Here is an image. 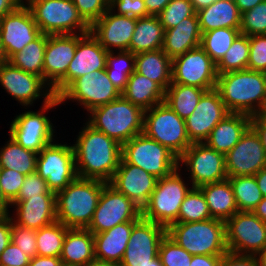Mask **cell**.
<instances>
[{
    "label": "cell",
    "mask_w": 266,
    "mask_h": 266,
    "mask_svg": "<svg viewBox=\"0 0 266 266\" xmlns=\"http://www.w3.org/2000/svg\"><path fill=\"white\" fill-rule=\"evenodd\" d=\"M216 89L229 112L253 116L266 101V73L245 69L218 74Z\"/></svg>",
    "instance_id": "2"
},
{
    "label": "cell",
    "mask_w": 266,
    "mask_h": 266,
    "mask_svg": "<svg viewBox=\"0 0 266 266\" xmlns=\"http://www.w3.org/2000/svg\"><path fill=\"white\" fill-rule=\"evenodd\" d=\"M143 133L179 158L190 146L185 119L165 102L144 111Z\"/></svg>",
    "instance_id": "8"
},
{
    "label": "cell",
    "mask_w": 266,
    "mask_h": 266,
    "mask_svg": "<svg viewBox=\"0 0 266 266\" xmlns=\"http://www.w3.org/2000/svg\"><path fill=\"white\" fill-rule=\"evenodd\" d=\"M259 114L266 115V101H265L264 107L262 108Z\"/></svg>",
    "instance_id": "71"
},
{
    "label": "cell",
    "mask_w": 266,
    "mask_h": 266,
    "mask_svg": "<svg viewBox=\"0 0 266 266\" xmlns=\"http://www.w3.org/2000/svg\"><path fill=\"white\" fill-rule=\"evenodd\" d=\"M10 207L16 211V216H11L13 223L25 228L38 230L57 221L56 195H38L26 200H14Z\"/></svg>",
    "instance_id": "26"
},
{
    "label": "cell",
    "mask_w": 266,
    "mask_h": 266,
    "mask_svg": "<svg viewBox=\"0 0 266 266\" xmlns=\"http://www.w3.org/2000/svg\"><path fill=\"white\" fill-rule=\"evenodd\" d=\"M201 33L217 28L241 26V13L234 0H216L209 7L197 11Z\"/></svg>",
    "instance_id": "31"
},
{
    "label": "cell",
    "mask_w": 266,
    "mask_h": 266,
    "mask_svg": "<svg viewBox=\"0 0 266 266\" xmlns=\"http://www.w3.org/2000/svg\"><path fill=\"white\" fill-rule=\"evenodd\" d=\"M240 34H266V0L241 15Z\"/></svg>",
    "instance_id": "47"
},
{
    "label": "cell",
    "mask_w": 266,
    "mask_h": 266,
    "mask_svg": "<svg viewBox=\"0 0 266 266\" xmlns=\"http://www.w3.org/2000/svg\"><path fill=\"white\" fill-rule=\"evenodd\" d=\"M250 126V115L230 112L214 127L204 143L217 152L226 154Z\"/></svg>",
    "instance_id": "27"
},
{
    "label": "cell",
    "mask_w": 266,
    "mask_h": 266,
    "mask_svg": "<svg viewBox=\"0 0 266 266\" xmlns=\"http://www.w3.org/2000/svg\"><path fill=\"white\" fill-rule=\"evenodd\" d=\"M11 242L30 258L37 256L36 230L14 224L12 221Z\"/></svg>",
    "instance_id": "48"
},
{
    "label": "cell",
    "mask_w": 266,
    "mask_h": 266,
    "mask_svg": "<svg viewBox=\"0 0 266 266\" xmlns=\"http://www.w3.org/2000/svg\"><path fill=\"white\" fill-rule=\"evenodd\" d=\"M251 127L260 137L266 152V115L256 114L251 116Z\"/></svg>",
    "instance_id": "57"
},
{
    "label": "cell",
    "mask_w": 266,
    "mask_h": 266,
    "mask_svg": "<svg viewBox=\"0 0 266 266\" xmlns=\"http://www.w3.org/2000/svg\"><path fill=\"white\" fill-rule=\"evenodd\" d=\"M216 63L201 48L189 50L172 59V82L207 90L216 88Z\"/></svg>",
    "instance_id": "16"
},
{
    "label": "cell",
    "mask_w": 266,
    "mask_h": 266,
    "mask_svg": "<svg viewBox=\"0 0 266 266\" xmlns=\"http://www.w3.org/2000/svg\"><path fill=\"white\" fill-rule=\"evenodd\" d=\"M109 9L115 14L134 18L150 16L147 13L144 0H110ZM116 9L117 11H115Z\"/></svg>",
    "instance_id": "53"
},
{
    "label": "cell",
    "mask_w": 266,
    "mask_h": 266,
    "mask_svg": "<svg viewBox=\"0 0 266 266\" xmlns=\"http://www.w3.org/2000/svg\"><path fill=\"white\" fill-rule=\"evenodd\" d=\"M0 85L24 107L32 106L41 97L43 105L55 98L52 87L42 77L12 66L8 61L0 65Z\"/></svg>",
    "instance_id": "17"
},
{
    "label": "cell",
    "mask_w": 266,
    "mask_h": 266,
    "mask_svg": "<svg viewBox=\"0 0 266 266\" xmlns=\"http://www.w3.org/2000/svg\"><path fill=\"white\" fill-rule=\"evenodd\" d=\"M48 34H41L27 44L20 52L13 54L7 61L21 70L43 78L44 52Z\"/></svg>",
    "instance_id": "38"
},
{
    "label": "cell",
    "mask_w": 266,
    "mask_h": 266,
    "mask_svg": "<svg viewBox=\"0 0 266 266\" xmlns=\"http://www.w3.org/2000/svg\"><path fill=\"white\" fill-rule=\"evenodd\" d=\"M122 158L129 164L163 178L178 167V158L164 145L138 134L122 145Z\"/></svg>",
    "instance_id": "10"
},
{
    "label": "cell",
    "mask_w": 266,
    "mask_h": 266,
    "mask_svg": "<svg viewBox=\"0 0 266 266\" xmlns=\"http://www.w3.org/2000/svg\"><path fill=\"white\" fill-rule=\"evenodd\" d=\"M194 6L195 11H199L203 8L209 7L216 0H189Z\"/></svg>",
    "instance_id": "65"
},
{
    "label": "cell",
    "mask_w": 266,
    "mask_h": 266,
    "mask_svg": "<svg viewBox=\"0 0 266 266\" xmlns=\"http://www.w3.org/2000/svg\"><path fill=\"white\" fill-rule=\"evenodd\" d=\"M11 214L0 215V255L11 242Z\"/></svg>",
    "instance_id": "56"
},
{
    "label": "cell",
    "mask_w": 266,
    "mask_h": 266,
    "mask_svg": "<svg viewBox=\"0 0 266 266\" xmlns=\"http://www.w3.org/2000/svg\"><path fill=\"white\" fill-rule=\"evenodd\" d=\"M106 182L77 177L66 188L57 192V221L67 228L87 229L97 208Z\"/></svg>",
    "instance_id": "3"
},
{
    "label": "cell",
    "mask_w": 266,
    "mask_h": 266,
    "mask_svg": "<svg viewBox=\"0 0 266 266\" xmlns=\"http://www.w3.org/2000/svg\"><path fill=\"white\" fill-rule=\"evenodd\" d=\"M166 235L191 255H224L226 245L225 222L208 219L200 222L173 223Z\"/></svg>",
    "instance_id": "5"
},
{
    "label": "cell",
    "mask_w": 266,
    "mask_h": 266,
    "mask_svg": "<svg viewBox=\"0 0 266 266\" xmlns=\"http://www.w3.org/2000/svg\"><path fill=\"white\" fill-rule=\"evenodd\" d=\"M38 195H55V193L51 192L46 181L43 180L37 172H34L26 175L24 183L15 200H26L29 197Z\"/></svg>",
    "instance_id": "52"
},
{
    "label": "cell",
    "mask_w": 266,
    "mask_h": 266,
    "mask_svg": "<svg viewBox=\"0 0 266 266\" xmlns=\"http://www.w3.org/2000/svg\"><path fill=\"white\" fill-rule=\"evenodd\" d=\"M247 69L266 73V34L249 36Z\"/></svg>",
    "instance_id": "49"
},
{
    "label": "cell",
    "mask_w": 266,
    "mask_h": 266,
    "mask_svg": "<svg viewBox=\"0 0 266 266\" xmlns=\"http://www.w3.org/2000/svg\"><path fill=\"white\" fill-rule=\"evenodd\" d=\"M238 211H253L263 196L255 176L228 177Z\"/></svg>",
    "instance_id": "40"
},
{
    "label": "cell",
    "mask_w": 266,
    "mask_h": 266,
    "mask_svg": "<svg viewBox=\"0 0 266 266\" xmlns=\"http://www.w3.org/2000/svg\"><path fill=\"white\" fill-rule=\"evenodd\" d=\"M121 96V92L108 78L106 70H96L75 79L59 96L60 104L72 100L87 112Z\"/></svg>",
    "instance_id": "12"
},
{
    "label": "cell",
    "mask_w": 266,
    "mask_h": 266,
    "mask_svg": "<svg viewBox=\"0 0 266 266\" xmlns=\"http://www.w3.org/2000/svg\"><path fill=\"white\" fill-rule=\"evenodd\" d=\"M206 200L211 218L226 222L238 212L229 179L198 187Z\"/></svg>",
    "instance_id": "33"
},
{
    "label": "cell",
    "mask_w": 266,
    "mask_h": 266,
    "mask_svg": "<svg viewBox=\"0 0 266 266\" xmlns=\"http://www.w3.org/2000/svg\"><path fill=\"white\" fill-rule=\"evenodd\" d=\"M166 235V227L141 217L130 233L121 266H139L158 256L159 245Z\"/></svg>",
    "instance_id": "20"
},
{
    "label": "cell",
    "mask_w": 266,
    "mask_h": 266,
    "mask_svg": "<svg viewBox=\"0 0 266 266\" xmlns=\"http://www.w3.org/2000/svg\"><path fill=\"white\" fill-rule=\"evenodd\" d=\"M228 177L254 176L266 166V152L260 137L250 126L238 143L225 154Z\"/></svg>",
    "instance_id": "21"
},
{
    "label": "cell",
    "mask_w": 266,
    "mask_h": 266,
    "mask_svg": "<svg viewBox=\"0 0 266 266\" xmlns=\"http://www.w3.org/2000/svg\"><path fill=\"white\" fill-rule=\"evenodd\" d=\"M10 203L4 198L2 189L0 187V215L9 214Z\"/></svg>",
    "instance_id": "66"
},
{
    "label": "cell",
    "mask_w": 266,
    "mask_h": 266,
    "mask_svg": "<svg viewBox=\"0 0 266 266\" xmlns=\"http://www.w3.org/2000/svg\"><path fill=\"white\" fill-rule=\"evenodd\" d=\"M252 212L266 223V197L262 198Z\"/></svg>",
    "instance_id": "64"
},
{
    "label": "cell",
    "mask_w": 266,
    "mask_h": 266,
    "mask_svg": "<svg viewBox=\"0 0 266 266\" xmlns=\"http://www.w3.org/2000/svg\"><path fill=\"white\" fill-rule=\"evenodd\" d=\"M201 36L198 15H192L177 26L165 30L162 50L173 59L199 47Z\"/></svg>",
    "instance_id": "28"
},
{
    "label": "cell",
    "mask_w": 266,
    "mask_h": 266,
    "mask_svg": "<svg viewBox=\"0 0 266 266\" xmlns=\"http://www.w3.org/2000/svg\"><path fill=\"white\" fill-rule=\"evenodd\" d=\"M211 219V214L202 191L192 187L182 202L175 223L200 222Z\"/></svg>",
    "instance_id": "44"
},
{
    "label": "cell",
    "mask_w": 266,
    "mask_h": 266,
    "mask_svg": "<svg viewBox=\"0 0 266 266\" xmlns=\"http://www.w3.org/2000/svg\"><path fill=\"white\" fill-rule=\"evenodd\" d=\"M43 34H86L90 26L79 15L72 0H25Z\"/></svg>",
    "instance_id": "6"
},
{
    "label": "cell",
    "mask_w": 266,
    "mask_h": 266,
    "mask_svg": "<svg viewBox=\"0 0 266 266\" xmlns=\"http://www.w3.org/2000/svg\"><path fill=\"white\" fill-rule=\"evenodd\" d=\"M87 123L123 145L143 133L144 110L126 100L122 95L89 112Z\"/></svg>",
    "instance_id": "4"
},
{
    "label": "cell",
    "mask_w": 266,
    "mask_h": 266,
    "mask_svg": "<svg viewBox=\"0 0 266 266\" xmlns=\"http://www.w3.org/2000/svg\"><path fill=\"white\" fill-rule=\"evenodd\" d=\"M259 265L266 266V245L264 248L256 255Z\"/></svg>",
    "instance_id": "68"
},
{
    "label": "cell",
    "mask_w": 266,
    "mask_h": 266,
    "mask_svg": "<svg viewBox=\"0 0 266 266\" xmlns=\"http://www.w3.org/2000/svg\"><path fill=\"white\" fill-rule=\"evenodd\" d=\"M220 266H260L256 255L237 254L228 251L222 256Z\"/></svg>",
    "instance_id": "55"
},
{
    "label": "cell",
    "mask_w": 266,
    "mask_h": 266,
    "mask_svg": "<svg viewBox=\"0 0 266 266\" xmlns=\"http://www.w3.org/2000/svg\"><path fill=\"white\" fill-rule=\"evenodd\" d=\"M73 144L77 175L109 183L119 167L122 145L87 122Z\"/></svg>",
    "instance_id": "1"
},
{
    "label": "cell",
    "mask_w": 266,
    "mask_h": 266,
    "mask_svg": "<svg viewBox=\"0 0 266 266\" xmlns=\"http://www.w3.org/2000/svg\"><path fill=\"white\" fill-rule=\"evenodd\" d=\"M239 34L236 28L213 29L202 33L200 46L217 64Z\"/></svg>",
    "instance_id": "41"
},
{
    "label": "cell",
    "mask_w": 266,
    "mask_h": 266,
    "mask_svg": "<svg viewBox=\"0 0 266 266\" xmlns=\"http://www.w3.org/2000/svg\"><path fill=\"white\" fill-rule=\"evenodd\" d=\"M223 255H193L190 266H220Z\"/></svg>",
    "instance_id": "58"
},
{
    "label": "cell",
    "mask_w": 266,
    "mask_h": 266,
    "mask_svg": "<svg viewBox=\"0 0 266 266\" xmlns=\"http://www.w3.org/2000/svg\"><path fill=\"white\" fill-rule=\"evenodd\" d=\"M157 182V177L121 158L109 184L142 210L147 205Z\"/></svg>",
    "instance_id": "23"
},
{
    "label": "cell",
    "mask_w": 266,
    "mask_h": 266,
    "mask_svg": "<svg viewBox=\"0 0 266 266\" xmlns=\"http://www.w3.org/2000/svg\"><path fill=\"white\" fill-rule=\"evenodd\" d=\"M165 29L158 16L136 18L129 51L133 54L162 49Z\"/></svg>",
    "instance_id": "35"
},
{
    "label": "cell",
    "mask_w": 266,
    "mask_h": 266,
    "mask_svg": "<svg viewBox=\"0 0 266 266\" xmlns=\"http://www.w3.org/2000/svg\"><path fill=\"white\" fill-rule=\"evenodd\" d=\"M111 51L106 57V73L113 85L122 93L129 76L135 71V54L131 51Z\"/></svg>",
    "instance_id": "39"
},
{
    "label": "cell",
    "mask_w": 266,
    "mask_h": 266,
    "mask_svg": "<svg viewBox=\"0 0 266 266\" xmlns=\"http://www.w3.org/2000/svg\"><path fill=\"white\" fill-rule=\"evenodd\" d=\"M79 15L91 26L109 9L110 0H72Z\"/></svg>",
    "instance_id": "50"
},
{
    "label": "cell",
    "mask_w": 266,
    "mask_h": 266,
    "mask_svg": "<svg viewBox=\"0 0 266 266\" xmlns=\"http://www.w3.org/2000/svg\"><path fill=\"white\" fill-rule=\"evenodd\" d=\"M24 0H0V18L14 11Z\"/></svg>",
    "instance_id": "61"
},
{
    "label": "cell",
    "mask_w": 266,
    "mask_h": 266,
    "mask_svg": "<svg viewBox=\"0 0 266 266\" xmlns=\"http://www.w3.org/2000/svg\"><path fill=\"white\" fill-rule=\"evenodd\" d=\"M63 265L86 266L95 260L94 234L88 229L69 228L60 255Z\"/></svg>",
    "instance_id": "30"
},
{
    "label": "cell",
    "mask_w": 266,
    "mask_h": 266,
    "mask_svg": "<svg viewBox=\"0 0 266 266\" xmlns=\"http://www.w3.org/2000/svg\"><path fill=\"white\" fill-rule=\"evenodd\" d=\"M230 252L257 255L266 245V223L251 211H238L225 222Z\"/></svg>",
    "instance_id": "14"
},
{
    "label": "cell",
    "mask_w": 266,
    "mask_h": 266,
    "mask_svg": "<svg viewBox=\"0 0 266 266\" xmlns=\"http://www.w3.org/2000/svg\"><path fill=\"white\" fill-rule=\"evenodd\" d=\"M179 166L169 175L159 178L147 205L142 209V217L164 227L175 223L178 219L180 206L188 187L179 173Z\"/></svg>",
    "instance_id": "7"
},
{
    "label": "cell",
    "mask_w": 266,
    "mask_h": 266,
    "mask_svg": "<svg viewBox=\"0 0 266 266\" xmlns=\"http://www.w3.org/2000/svg\"><path fill=\"white\" fill-rule=\"evenodd\" d=\"M7 61V58L4 54V50L1 46V35H0V65H2L3 63H5Z\"/></svg>",
    "instance_id": "70"
},
{
    "label": "cell",
    "mask_w": 266,
    "mask_h": 266,
    "mask_svg": "<svg viewBox=\"0 0 266 266\" xmlns=\"http://www.w3.org/2000/svg\"><path fill=\"white\" fill-rule=\"evenodd\" d=\"M171 0H144L147 13L157 16Z\"/></svg>",
    "instance_id": "60"
},
{
    "label": "cell",
    "mask_w": 266,
    "mask_h": 266,
    "mask_svg": "<svg viewBox=\"0 0 266 266\" xmlns=\"http://www.w3.org/2000/svg\"><path fill=\"white\" fill-rule=\"evenodd\" d=\"M105 50L91 34H78L77 48L74 58L69 64L67 73L52 87L55 97H58L75 79L92 71L106 68Z\"/></svg>",
    "instance_id": "18"
},
{
    "label": "cell",
    "mask_w": 266,
    "mask_h": 266,
    "mask_svg": "<svg viewBox=\"0 0 266 266\" xmlns=\"http://www.w3.org/2000/svg\"><path fill=\"white\" fill-rule=\"evenodd\" d=\"M249 36L239 34L222 59L216 64L217 73L223 74L231 71L247 69L249 61Z\"/></svg>",
    "instance_id": "43"
},
{
    "label": "cell",
    "mask_w": 266,
    "mask_h": 266,
    "mask_svg": "<svg viewBox=\"0 0 266 266\" xmlns=\"http://www.w3.org/2000/svg\"><path fill=\"white\" fill-rule=\"evenodd\" d=\"M135 223L124 222L105 232L94 234L96 260L120 264Z\"/></svg>",
    "instance_id": "29"
},
{
    "label": "cell",
    "mask_w": 266,
    "mask_h": 266,
    "mask_svg": "<svg viewBox=\"0 0 266 266\" xmlns=\"http://www.w3.org/2000/svg\"><path fill=\"white\" fill-rule=\"evenodd\" d=\"M68 229L59 221H55L36 230L37 255L60 257Z\"/></svg>",
    "instance_id": "42"
},
{
    "label": "cell",
    "mask_w": 266,
    "mask_h": 266,
    "mask_svg": "<svg viewBox=\"0 0 266 266\" xmlns=\"http://www.w3.org/2000/svg\"><path fill=\"white\" fill-rule=\"evenodd\" d=\"M229 113L216 88L205 91L193 113L185 119L190 142L204 143L214 127Z\"/></svg>",
    "instance_id": "22"
},
{
    "label": "cell",
    "mask_w": 266,
    "mask_h": 266,
    "mask_svg": "<svg viewBox=\"0 0 266 266\" xmlns=\"http://www.w3.org/2000/svg\"><path fill=\"white\" fill-rule=\"evenodd\" d=\"M141 217L142 210L135 203L106 183L87 229L93 234L102 233L124 222H137Z\"/></svg>",
    "instance_id": "13"
},
{
    "label": "cell",
    "mask_w": 266,
    "mask_h": 266,
    "mask_svg": "<svg viewBox=\"0 0 266 266\" xmlns=\"http://www.w3.org/2000/svg\"><path fill=\"white\" fill-rule=\"evenodd\" d=\"M60 257L34 256L30 259L29 266H62Z\"/></svg>",
    "instance_id": "59"
},
{
    "label": "cell",
    "mask_w": 266,
    "mask_h": 266,
    "mask_svg": "<svg viewBox=\"0 0 266 266\" xmlns=\"http://www.w3.org/2000/svg\"><path fill=\"white\" fill-rule=\"evenodd\" d=\"M254 176H255V179L257 181V184H258V187L261 191L262 196L266 197V166L263 167Z\"/></svg>",
    "instance_id": "63"
},
{
    "label": "cell",
    "mask_w": 266,
    "mask_h": 266,
    "mask_svg": "<svg viewBox=\"0 0 266 266\" xmlns=\"http://www.w3.org/2000/svg\"><path fill=\"white\" fill-rule=\"evenodd\" d=\"M158 256L163 266H190L193 255L165 235L160 242Z\"/></svg>",
    "instance_id": "46"
},
{
    "label": "cell",
    "mask_w": 266,
    "mask_h": 266,
    "mask_svg": "<svg viewBox=\"0 0 266 266\" xmlns=\"http://www.w3.org/2000/svg\"><path fill=\"white\" fill-rule=\"evenodd\" d=\"M139 266H163V265L160 261L159 256H157L156 258L152 259L150 263H146L144 265H139Z\"/></svg>",
    "instance_id": "69"
},
{
    "label": "cell",
    "mask_w": 266,
    "mask_h": 266,
    "mask_svg": "<svg viewBox=\"0 0 266 266\" xmlns=\"http://www.w3.org/2000/svg\"><path fill=\"white\" fill-rule=\"evenodd\" d=\"M26 175L10 169H0V187L4 198L11 204L18 196Z\"/></svg>",
    "instance_id": "51"
},
{
    "label": "cell",
    "mask_w": 266,
    "mask_h": 266,
    "mask_svg": "<svg viewBox=\"0 0 266 266\" xmlns=\"http://www.w3.org/2000/svg\"><path fill=\"white\" fill-rule=\"evenodd\" d=\"M60 105L58 97L42 105L40 111L27 110L16 115L9 129V136L23 148L39 153L55 139V127L46 115L48 110Z\"/></svg>",
    "instance_id": "9"
},
{
    "label": "cell",
    "mask_w": 266,
    "mask_h": 266,
    "mask_svg": "<svg viewBox=\"0 0 266 266\" xmlns=\"http://www.w3.org/2000/svg\"><path fill=\"white\" fill-rule=\"evenodd\" d=\"M197 12L189 0H171L157 15L165 30L177 26L183 19Z\"/></svg>",
    "instance_id": "45"
},
{
    "label": "cell",
    "mask_w": 266,
    "mask_h": 266,
    "mask_svg": "<svg viewBox=\"0 0 266 266\" xmlns=\"http://www.w3.org/2000/svg\"><path fill=\"white\" fill-rule=\"evenodd\" d=\"M182 163V164H181ZM186 166L192 187L223 181L228 178L225 154L217 152L205 143H192L178 158V166ZM191 174V175H190Z\"/></svg>",
    "instance_id": "15"
},
{
    "label": "cell",
    "mask_w": 266,
    "mask_h": 266,
    "mask_svg": "<svg viewBox=\"0 0 266 266\" xmlns=\"http://www.w3.org/2000/svg\"><path fill=\"white\" fill-rule=\"evenodd\" d=\"M205 89L182 84H170L164 102L180 117L186 119L195 110Z\"/></svg>",
    "instance_id": "37"
},
{
    "label": "cell",
    "mask_w": 266,
    "mask_h": 266,
    "mask_svg": "<svg viewBox=\"0 0 266 266\" xmlns=\"http://www.w3.org/2000/svg\"><path fill=\"white\" fill-rule=\"evenodd\" d=\"M135 71L150 78L165 91L172 82V59L162 49L137 53Z\"/></svg>",
    "instance_id": "32"
},
{
    "label": "cell",
    "mask_w": 266,
    "mask_h": 266,
    "mask_svg": "<svg viewBox=\"0 0 266 266\" xmlns=\"http://www.w3.org/2000/svg\"><path fill=\"white\" fill-rule=\"evenodd\" d=\"M121 95L144 111L164 102L165 91L150 78L134 71Z\"/></svg>",
    "instance_id": "34"
},
{
    "label": "cell",
    "mask_w": 266,
    "mask_h": 266,
    "mask_svg": "<svg viewBox=\"0 0 266 266\" xmlns=\"http://www.w3.org/2000/svg\"><path fill=\"white\" fill-rule=\"evenodd\" d=\"M135 25L136 18L118 15L108 9L90 26V32L108 52L129 51Z\"/></svg>",
    "instance_id": "24"
},
{
    "label": "cell",
    "mask_w": 266,
    "mask_h": 266,
    "mask_svg": "<svg viewBox=\"0 0 266 266\" xmlns=\"http://www.w3.org/2000/svg\"><path fill=\"white\" fill-rule=\"evenodd\" d=\"M30 257L12 242L0 255V266H29Z\"/></svg>",
    "instance_id": "54"
},
{
    "label": "cell",
    "mask_w": 266,
    "mask_h": 266,
    "mask_svg": "<svg viewBox=\"0 0 266 266\" xmlns=\"http://www.w3.org/2000/svg\"><path fill=\"white\" fill-rule=\"evenodd\" d=\"M86 266H121V265L118 263L99 261V260L95 259V260L89 262Z\"/></svg>",
    "instance_id": "67"
},
{
    "label": "cell",
    "mask_w": 266,
    "mask_h": 266,
    "mask_svg": "<svg viewBox=\"0 0 266 266\" xmlns=\"http://www.w3.org/2000/svg\"><path fill=\"white\" fill-rule=\"evenodd\" d=\"M78 34L48 35L44 52L43 79L53 87L66 73L74 58Z\"/></svg>",
    "instance_id": "25"
},
{
    "label": "cell",
    "mask_w": 266,
    "mask_h": 266,
    "mask_svg": "<svg viewBox=\"0 0 266 266\" xmlns=\"http://www.w3.org/2000/svg\"><path fill=\"white\" fill-rule=\"evenodd\" d=\"M36 172L55 194L66 188L78 175L73 146L53 141L37 156Z\"/></svg>",
    "instance_id": "11"
},
{
    "label": "cell",
    "mask_w": 266,
    "mask_h": 266,
    "mask_svg": "<svg viewBox=\"0 0 266 266\" xmlns=\"http://www.w3.org/2000/svg\"><path fill=\"white\" fill-rule=\"evenodd\" d=\"M0 148V169H10L23 175L36 172L38 154L20 146L9 136V140Z\"/></svg>",
    "instance_id": "36"
},
{
    "label": "cell",
    "mask_w": 266,
    "mask_h": 266,
    "mask_svg": "<svg viewBox=\"0 0 266 266\" xmlns=\"http://www.w3.org/2000/svg\"><path fill=\"white\" fill-rule=\"evenodd\" d=\"M263 1L265 0H234L241 14L248 10H251L256 5H258L260 2Z\"/></svg>",
    "instance_id": "62"
},
{
    "label": "cell",
    "mask_w": 266,
    "mask_h": 266,
    "mask_svg": "<svg viewBox=\"0 0 266 266\" xmlns=\"http://www.w3.org/2000/svg\"><path fill=\"white\" fill-rule=\"evenodd\" d=\"M41 34L30 9L24 2L0 18L1 46L7 60Z\"/></svg>",
    "instance_id": "19"
}]
</instances>
